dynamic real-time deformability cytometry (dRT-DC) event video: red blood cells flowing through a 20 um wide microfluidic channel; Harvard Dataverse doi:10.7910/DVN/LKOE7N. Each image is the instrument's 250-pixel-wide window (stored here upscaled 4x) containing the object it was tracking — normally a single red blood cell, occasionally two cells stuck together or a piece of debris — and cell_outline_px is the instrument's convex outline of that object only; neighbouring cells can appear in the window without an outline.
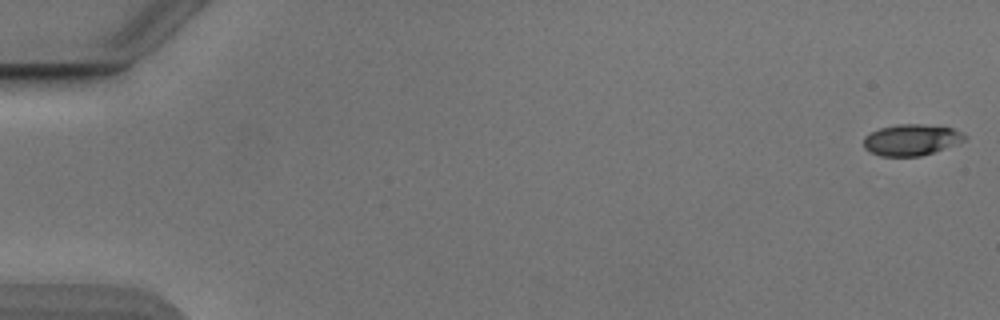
{"species": "Egyptian fruit bat (a non-hibernating species)", "species_latin": "Rousettus aegyptiacus", "temperature_condition": "cold", "stored_images_in_passage": 9, "camera_frame_rate_fps": 3000, "um_per_image_px": 0.085, "animal": {"sex": "male"}, "frame": {"image": 1, "passage_image": 1, "time_ms": 0.0, "image_size_px": [1000, 320], "cell_outline_px": [[968, 136], [964, 140], [932, 152], [920, 156], [880, 156], [864, 148], [864, 136], [880, 128], [896, 124], [924, 124], [952, 128]], "centroid_in_image_um": [77.43, 11.87], "position_along_channel_um": 7.6, "area_um2": 18.09}}